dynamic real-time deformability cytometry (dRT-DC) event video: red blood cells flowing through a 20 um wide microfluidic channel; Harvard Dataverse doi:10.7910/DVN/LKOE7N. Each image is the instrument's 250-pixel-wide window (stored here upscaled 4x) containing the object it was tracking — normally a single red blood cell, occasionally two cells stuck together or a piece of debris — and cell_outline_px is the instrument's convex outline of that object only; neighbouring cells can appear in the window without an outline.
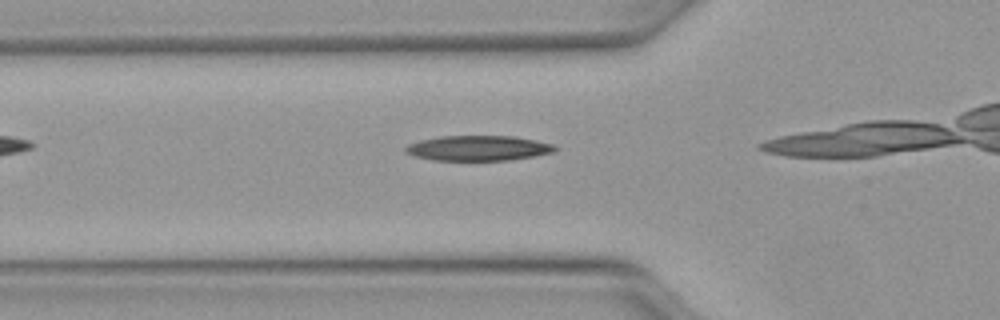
{"species": "Egyptian fruit bat (a non-hibernating species)", "species_latin": "Rousettus aegyptiacus", "temperature_condition": "warm", "stored_images_in_passage": 15, "camera_frame_rate_fps": 3000, "um_per_image_px": 0.085, "animal": {"sex": "female"}, "frame": {"image": 1, "passage_image": 3, "time_ms": 0.667, "image_size_px": [1000, 320], "cell_outline_px": [[560, 148], [556, 152], [512, 160], [432, 160], [416, 156], [404, 152], [404, 148], [408, 144], [420, 140], [440, 136], [512, 136], [536, 140], [552, 144]], "centroid_in_image_um": [40.68, 12.59], "position_along_channel_um": 85.1, "area_um2": 22.02}}